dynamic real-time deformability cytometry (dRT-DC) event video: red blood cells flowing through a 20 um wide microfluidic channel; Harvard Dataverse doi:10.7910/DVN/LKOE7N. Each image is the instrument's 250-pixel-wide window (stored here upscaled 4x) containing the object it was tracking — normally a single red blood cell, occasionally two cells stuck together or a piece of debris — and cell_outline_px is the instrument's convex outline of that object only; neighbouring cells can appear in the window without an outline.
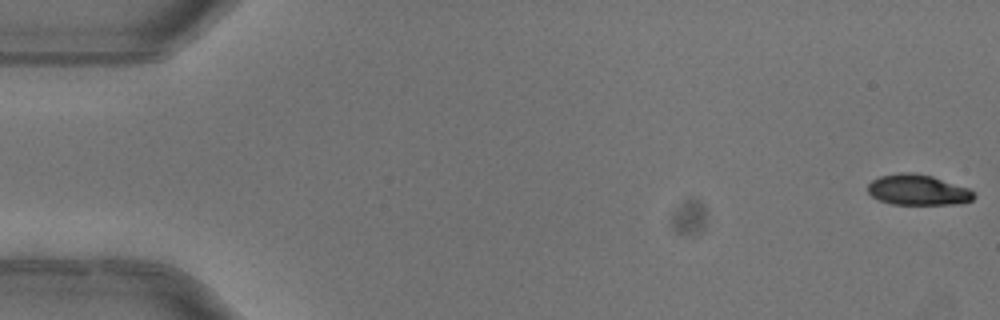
{"species": "common noctule bat (a hibernating species)", "species_latin": "Nyctalus noctula", "temperature_condition": "warm", "stored_images_in_passage": 4, "camera_frame_rate_fps": 3000, "um_per_image_px": 0.085, "animal": {"sex": "female"}, "frame": {"image": 1, "passage_image": 1, "time_ms": 0.0, "image_size_px": [1000, 320], "cell_outline_px": [[976, 196], [972, 200], [956, 204], [892, 204], [880, 200], [872, 196], [868, 192], [868, 184], [872, 180], [880, 176], [900, 172], [912, 172], [932, 176], [968, 188], [976, 192]], "centroid_in_image_um": [78.03, 16.14], "position_along_channel_um": 7.0, "area_um2": 18.9}}
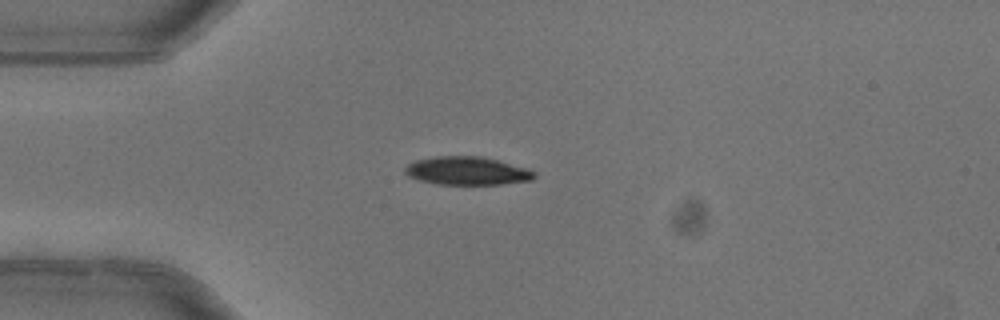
{"frame": {"image": 2, "passage_image": 4, "time_ms": 1.0, "image_size_px": [1000, 320], "cell_outline_px": [[536, 176], [532, 180], [500, 184], [436, 184], [420, 180], [408, 176], [404, 172], [404, 168], [408, 164], [416, 160], [436, 156], [480, 156], [528, 168], [536, 172]], "centroid_in_image_um": [39.7, 14.52], "position_along_channel_um": 45.3, "area_um2": 21.21}}